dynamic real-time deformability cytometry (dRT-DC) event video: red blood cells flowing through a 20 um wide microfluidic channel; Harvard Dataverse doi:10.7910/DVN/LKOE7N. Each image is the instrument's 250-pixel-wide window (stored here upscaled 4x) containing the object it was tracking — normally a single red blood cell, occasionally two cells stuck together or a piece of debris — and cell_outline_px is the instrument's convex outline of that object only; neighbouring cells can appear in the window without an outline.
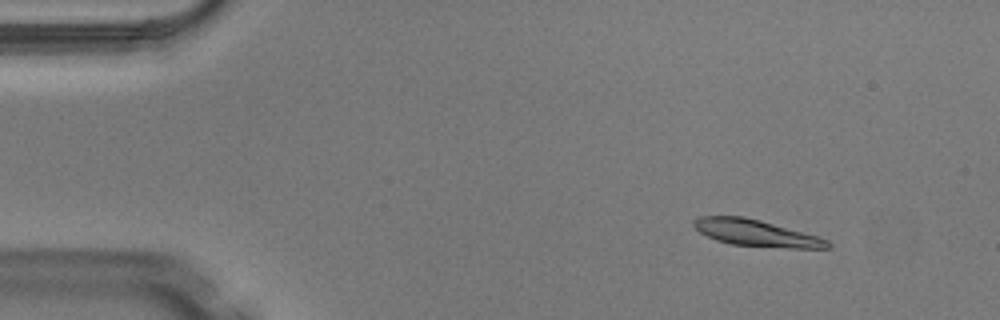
{"species": "Egyptian fruit bat (a non-hibernating species)", "species_latin": "Rousettus aegyptiacus", "temperature_condition": "warm", "stored_images_in_passage": 5, "segment_of_instrument_passage": [1, 2], "camera_frame_rate_fps": 3000, "um_per_image_px": 0.085, "animal": {"sex": "male"}, "frame": {"image": 1, "passage_image": 2, "time_ms": 0.333, "image_size_px": [1000, 320], "cell_outline_px": [[832, 248], [788, 248], [732, 244], [716, 240], [700, 232], [692, 224], [692, 220], [700, 216], [744, 216], [760, 220], [820, 236], [828, 240], [832, 244]], "centroid_in_image_um": [64.31, 19.8], "position_along_channel_um": 20.7, "area_um2": 20.75}}